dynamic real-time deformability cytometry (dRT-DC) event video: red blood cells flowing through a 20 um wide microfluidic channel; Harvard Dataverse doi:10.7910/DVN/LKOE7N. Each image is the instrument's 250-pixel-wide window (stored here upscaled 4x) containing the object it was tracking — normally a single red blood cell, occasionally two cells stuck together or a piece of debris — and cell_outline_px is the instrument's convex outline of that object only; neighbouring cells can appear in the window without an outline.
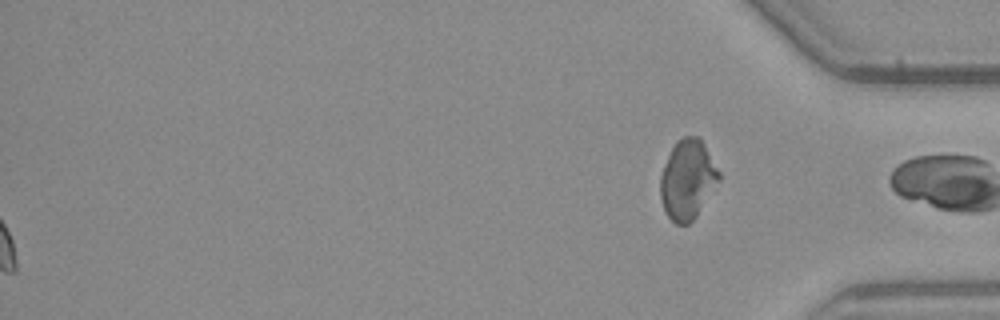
{"species": "common noctule bat (a hibernating species)", "species_latin": "Nyctalus noctula", "temperature_condition": "warm", "stored_images_in_passage": 53, "segment_of_instrument_passage": [2, 2], "camera_frame_rate_fps": 3000, "um_per_image_px": 0.085, "animal": {"sex": "male", "body_mass_g": 23.1, "forearm_length_mm": 52.7}, "frame": {"image": 1, "passage_image": 53, "time_ms": 17.333, "image_size_px": [1000, 320], "cell_outline_px": [[720, 180], [696, 216], [688, 224], [676, 224], [664, 212], [660, 196], [660, 176], [664, 164], [676, 140], [684, 136], [696, 136], [704, 144], [720, 172]], "centroid_in_image_um": [58.43, 15.26], "position_along_channel_um": 376.8, "area_um2": 27.05}}